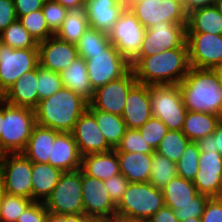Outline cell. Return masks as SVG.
I'll return each instance as SVG.
<instances>
[{
  "mask_svg": "<svg viewBox=\"0 0 222 222\" xmlns=\"http://www.w3.org/2000/svg\"><path fill=\"white\" fill-rule=\"evenodd\" d=\"M188 48L165 50L153 56H138L131 68L139 83L178 85L190 69Z\"/></svg>",
  "mask_w": 222,
  "mask_h": 222,
  "instance_id": "1",
  "label": "cell"
},
{
  "mask_svg": "<svg viewBox=\"0 0 222 222\" xmlns=\"http://www.w3.org/2000/svg\"><path fill=\"white\" fill-rule=\"evenodd\" d=\"M178 87L187 111L222 117V84L214 69L190 67Z\"/></svg>",
  "mask_w": 222,
  "mask_h": 222,
  "instance_id": "2",
  "label": "cell"
},
{
  "mask_svg": "<svg viewBox=\"0 0 222 222\" xmlns=\"http://www.w3.org/2000/svg\"><path fill=\"white\" fill-rule=\"evenodd\" d=\"M88 104L71 89L62 87L50 97L38 102L34 108L36 124L58 132H71Z\"/></svg>",
  "mask_w": 222,
  "mask_h": 222,
  "instance_id": "3",
  "label": "cell"
},
{
  "mask_svg": "<svg viewBox=\"0 0 222 222\" xmlns=\"http://www.w3.org/2000/svg\"><path fill=\"white\" fill-rule=\"evenodd\" d=\"M36 125L34 109L12 106L3 101L0 154L22 152Z\"/></svg>",
  "mask_w": 222,
  "mask_h": 222,
  "instance_id": "4",
  "label": "cell"
},
{
  "mask_svg": "<svg viewBox=\"0 0 222 222\" xmlns=\"http://www.w3.org/2000/svg\"><path fill=\"white\" fill-rule=\"evenodd\" d=\"M164 206L162 189L155 188L150 182L129 183L116 206V215L147 221Z\"/></svg>",
  "mask_w": 222,
  "mask_h": 222,
  "instance_id": "5",
  "label": "cell"
},
{
  "mask_svg": "<svg viewBox=\"0 0 222 222\" xmlns=\"http://www.w3.org/2000/svg\"><path fill=\"white\" fill-rule=\"evenodd\" d=\"M82 170L65 171L51 195L44 202L46 209L59 215L84 214Z\"/></svg>",
  "mask_w": 222,
  "mask_h": 222,
  "instance_id": "6",
  "label": "cell"
},
{
  "mask_svg": "<svg viewBox=\"0 0 222 222\" xmlns=\"http://www.w3.org/2000/svg\"><path fill=\"white\" fill-rule=\"evenodd\" d=\"M152 116L165 123L168 130H182L187 109L178 85H150Z\"/></svg>",
  "mask_w": 222,
  "mask_h": 222,
  "instance_id": "7",
  "label": "cell"
},
{
  "mask_svg": "<svg viewBox=\"0 0 222 222\" xmlns=\"http://www.w3.org/2000/svg\"><path fill=\"white\" fill-rule=\"evenodd\" d=\"M127 7L146 29L163 21L187 24L182 0H127Z\"/></svg>",
  "mask_w": 222,
  "mask_h": 222,
  "instance_id": "8",
  "label": "cell"
},
{
  "mask_svg": "<svg viewBox=\"0 0 222 222\" xmlns=\"http://www.w3.org/2000/svg\"><path fill=\"white\" fill-rule=\"evenodd\" d=\"M88 77L93 90L106 85L110 81L120 79L132 68L131 64L110 44L102 52L91 54L85 60Z\"/></svg>",
  "mask_w": 222,
  "mask_h": 222,
  "instance_id": "9",
  "label": "cell"
},
{
  "mask_svg": "<svg viewBox=\"0 0 222 222\" xmlns=\"http://www.w3.org/2000/svg\"><path fill=\"white\" fill-rule=\"evenodd\" d=\"M5 193L32 200V161L22 152L0 154Z\"/></svg>",
  "mask_w": 222,
  "mask_h": 222,
  "instance_id": "10",
  "label": "cell"
},
{
  "mask_svg": "<svg viewBox=\"0 0 222 222\" xmlns=\"http://www.w3.org/2000/svg\"><path fill=\"white\" fill-rule=\"evenodd\" d=\"M146 28L126 7L108 33L111 44L131 64L139 55Z\"/></svg>",
  "mask_w": 222,
  "mask_h": 222,
  "instance_id": "11",
  "label": "cell"
},
{
  "mask_svg": "<svg viewBox=\"0 0 222 222\" xmlns=\"http://www.w3.org/2000/svg\"><path fill=\"white\" fill-rule=\"evenodd\" d=\"M39 65V49H13L0 43V94L3 95L19 77Z\"/></svg>",
  "mask_w": 222,
  "mask_h": 222,
  "instance_id": "12",
  "label": "cell"
},
{
  "mask_svg": "<svg viewBox=\"0 0 222 222\" xmlns=\"http://www.w3.org/2000/svg\"><path fill=\"white\" fill-rule=\"evenodd\" d=\"M187 24L159 22L146 29L138 56H153L165 50L188 48L186 43Z\"/></svg>",
  "mask_w": 222,
  "mask_h": 222,
  "instance_id": "13",
  "label": "cell"
},
{
  "mask_svg": "<svg viewBox=\"0 0 222 222\" xmlns=\"http://www.w3.org/2000/svg\"><path fill=\"white\" fill-rule=\"evenodd\" d=\"M190 66L214 69L222 64V35L186 32Z\"/></svg>",
  "mask_w": 222,
  "mask_h": 222,
  "instance_id": "14",
  "label": "cell"
},
{
  "mask_svg": "<svg viewBox=\"0 0 222 222\" xmlns=\"http://www.w3.org/2000/svg\"><path fill=\"white\" fill-rule=\"evenodd\" d=\"M137 82L131 69L120 79L110 81L94 90L89 105L96 110L122 116L128 93Z\"/></svg>",
  "mask_w": 222,
  "mask_h": 222,
  "instance_id": "15",
  "label": "cell"
},
{
  "mask_svg": "<svg viewBox=\"0 0 222 222\" xmlns=\"http://www.w3.org/2000/svg\"><path fill=\"white\" fill-rule=\"evenodd\" d=\"M81 191L86 216L110 220L116 215V205L111 200L104 181L88 176L82 171Z\"/></svg>",
  "mask_w": 222,
  "mask_h": 222,
  "instance_id": "16",
  "label": "cell"
},
{
  "mask_svg": "<svg viewBox=\"0 0 222 222\" xmlns=\"http://www.w3.org/2000/svg\"><path fill=\"white\" fill-rule=\"evenodd\" d=\"M198 172L193 183L199 194L219 197L222 190V155L219 152H200Z\"/></svg>",
  "mask_w": 222,
  "mask_h": 222,
  "instance_id": "17",
  "label": "cell"
},
{
  "mask_svg": "<svg viewBox=\"0 0 222 222\" xmlns=\"http://www.w3.org/2000/svg\"><path fill=\"white\" fill-rule=\"evenodd\" d=\"M71 133L81 156L113 150L98 127L95 116L88 109L79 117Z\"/></svg>",
  "mask_w": 222,
  "mask_h": 222,
  "instance_id": "18",
  "label": "cell"
},
{
  "mask_svg": "<svg viewBox=\"0 0 222 222\" xmlns=\"http://www.w3.org/2000/svg\"><path fill=\"white\" fill-rule=\"evenodd\" d=\"M39 65L53 72L65 70L78 56L76 45L53 35L38 42Z\"/></svg>",
  "mask_w": 222,
  "mask_h": 222,
  "instance_id": "19",
  "label": "cell"
},
{
  "mask_svg": "<svg viewBox=\"0 0 222 222\" xmlns=\"http://www.w3.org/2000/svg\"><path fill=\"white\" fill-rule=\"evenodd\" d=\"M151 117L150 86L137 82L128 93L122 119L126 128L139 129Z\"/></svg>",
  "mask_w": 222,
  "mask_h": 222,
  "instance_id": "20",
  "label": "cell"
},
{
  "mask_svg": "<svg viewBox=\"0 0 222 222\" xmlns=\"http://www.w3.org/2000/svg\"><path fill=\"white\" fill-rule=\"evenodd\" d=\"M126 7L127 0H86L89 27L108 34Z\"/></svg>",
  "mask_w": 222,
  "mask_h": 222,
  "instance_id": "21",
  "label": "cell"
},
{
  "mask_svg": "<svg viewBox=\"0 0 222 222\" xmlns=\"http://www.w3.org/2000/svg\"><path fill=\"white\" fill-rule=\"evenodd\" d=\"M82 156L71 132H60L52 144L49 164L63 172L81 169Z\"/></svg>",
  "mask_w": 222,
  "mask_h": 222,
  "instance_id": "22",
  "label": "cell"
},
{
  "mask_svg": "<svg viewBox=\"0 0 222 222\" xmlns=\"http://www.w3.org/2000/svg\"><path fill=\"white\" fill-rule=\"evenodd\" d=\"M38 77L37 67L21 75L15 83L8 88L1 99L9 105L29 107L34 109L38 105Z\"/></svg>",
  "mask_w": 222,
  "mask_h": 222,
  "instance_id": "23",
  "label": "cell"
},
{
  "mask_svg": "<svg viewBox=\"0 0 222 222\" xmlns=\"http://www.w3.org/2000/svg\"><path fill=\"white\" fill-rule=\"evenodd\" d=\"M116 152L120 173L130 183L149 182L153 153Z\"/></svg>",
  "mask_w": 222,
  "mask_h": 222,
  "instance_id": "24",
  "label": "cell"
},
{
  "mask_svg": "<svg viewBox=\"0 0 222 222\" xmlns=\"http://www.w3.org/2000/svg\"><path fill=\"white\" fill-rule=\"evenodd\" d=\"M81 170L88 176L101 181L120 174L119 161L115 149L104 153L82 156Z\"/></svg>",
  "mask_w": 222,
  "mask_h": 222,
  "instance_id": "25",
  "label": "cell"
},
{
  "mask_svg": "<svg viewBox=\"0 0 222 222\" xmlns=\"http://www.w3.org/2000/svg\"><path fill=\"white\" fill-rule=\"evenodd\" d=\"M63 171L49 163L32 162V200L45 202Z\"/></svg>",
  "mask_w": 222,
  "mask_h": 222,
  "instance_id": "26",
  "label": "cell"
},
{
  "mask_svg": "<svg viewBox=\"0 0 222 222\" xmlns=\"http://www.w3.org/2000/svg\"><path fill=\"white\" fill-rule=\"evenodd\" d=\"M59 74L63 82V87L71 89L88 103L92 100L94 90L89 81L85 59L77 57Z\"/></svg>",
  "mask_w": 222,
  "mask_h": 222,
  "instance_id": "27",
  "label": "cell"
},
{
  "mask_svg": "<svg viewBox=\"0 0 222 222\" xmlns=\"http://www.w3.org/2000/svg\"><path fill=\"white\" fill-rule=\"evenodd\" d=\"M60 132L36 124L22 153L32 162L49 163V155L55 137Z\"/></svg>",
  "mask_w": 222,
  "mask_h": 222,
  "instance_id": "28",
  "label": "cell"
},
{
  "mask_svg": "<svg viewBox=\"0 0 222 222\" xmlns=\"http://www.w3.org/2000/svg\"><path fill=\"white\" fill-rule=\"evenodd\" d=\"M186 32L222 35V16L214 5L188 12Z\"/></svg>",
  "mask_w": 222,
  "mask_h": 222,
  "instance_id": "29",
  "label": "cell"
},
{
  "mask_svg": "<svg viewBox=\"0 0 222 222\" xmlns=\"http://www.w3.org/2000/svg\"><path fill=\"white\" fill-rule=\"evenodd\" d=\"M165 206L178 209V206L186 204H197V189L191 180L180 176L173 178L164 188H162Z\"/></svg>",
  "mask_w": 222,
  "mask_h": 222,
  "instance_id": "30",
  "label": "cell"
},
{
  "mask_svg": "<svg viewBox=\"0 0 222 222\" xmlns=\"http://www.w3.org/2000/svg\"><path fill=\"white\" fill-rule=\"evenodd\" d=\"M221 119V116L211 113L187 111L182 132L191 142H197L212 134Z\"/></svg>",
  "mask_w": 222,
  "mask_h": 222,
  "instance_id": "31",
  "label": "cell"
},
{
  "mask_svg": "<svg viewBox=\"0 0 222 222\" xmlns=\"http://www.w3.org/2000/svg\"><path fill=\"white\" fill-rule=\"evenodd\" d=\"M87 109L95 116L98 127L107 143L115 149L120 144L122 136L127 129L122 116L96 110L89 104Z\"/></svg>",
  "mask_w": 222,
  "mask_h": 222,
  "instance_id": "32",
  "label": "cell"
},
{
  "mask_svg": "<svg viewBox=\"0 0 222 222\" xmlns=\"http://www.w3.org/2000/svg\"><path fill=\"white\" fill-rule=\"evenodd\" d=\"M89 28L85 9L69 10L62 27L55 34L59 39L69 43H76Z\"/></svg>",
  "mask_w": 222,
  "mask_h": 222,
  "instance_id": "33",
  "label": "cell"
},
{
  "mask_svg": "<svg viewBox=\"0 0 222 222\" xmlns=\"http://www.w3.org/2000/svg\"><path fill=\"white\" fill-rule=\"evenodd\" d=\"M0 43L13 49L38 48L37 40L16 19L0 33Z\"/></svg>",
  "mask_w": 222,
  "mask_h": 222,
  "instance_id": "34",
  "label": "cell"
},
{
  "mask_svg": "<svg viewBox=\"0 0 222 222\" xmlns=\"http://www.w3.org/2000/svg\"><path fill=\"white\" fill-rule=\"evenodd\" d=\"M190 142L182 130H168L155 152L176 163Z\"/></svg>",
  "mask_w": 222,
  "mask_h": 222,
  "instance_id": "35",
  "label": "cell"
},
{
  "mask_svg": "<svg viewBox=\"0 0 222 222\" xmlns=\"http://www.w3.org/2000/svg\"><path fill=\"white\" fill-rule=\"evenodd\" d=\"M110 44L107 33L89 27L76 43V48L78 56L86 60L91 57V54L102 52Z\"/></svg>",
  "mask_w": 222,
  "mask_h": 222,
  "instance_id": "36",
  "label": "cell"
},
{
  "mask_svg": "<svg viewBox=\"0 0 222 222\" xmlns=\"http://www.w3.org/2000/svg\"><path fill=\"white\" fill-rule=\"evenodd\" d=\"M176 176H178L176 163L154 152L149 182L155 188L162 189Z\"/></svg>",
  "mask_w": 222,
  "mask_h": 222,
  "instance_id": "37",
  "label": "cell"
},
{
  "mask_svg": "<svg viewBox=\"0 0 222 222\" xmlns=\"http://www.w3.org/2000/svg\"><path fill=\"white\" fill-rule=\"evenodd\" d=\"M32 202L31 199L5 193L0 200V222H16Z\"/></svg>",
  "mask_w": 222,
  "mask_h": 222,
  "instance_id": "38",
  "label": "cell"
},
{
  "mask_svg": "<svg viewBox=\"0 0 222 222\" xmlns=\"http://www.w3.org/2000/svg\"><path fill=\"white\" fill-rule=\"evenodd\" d=\"M22 26L37 40H46L55 35L48 27L42 9L18 18Z\"/></svg>",
  "mask_w": 222,
  "mask_h": 222,
  "instance_id": "39",
  "label": "cell"
},
{
  "mask_svg": "<svg viewBox=\"0 0 222 222\" xmlns=\"http://www.w3.org/2000/svg\"><path fill=\"white\" fill-rule=\"evenodd\" d=\"M200 150L196 142H190L176 162L178 176L193 181L198 172Z\"/></svg>",
  "mask_w": 222,
  "mask_h": 222,
  "instance_id": "40",
  "label": "cell"
},
{
  "mask_svg": "<svg viewBox=\"0 0 222 222\" xmlns=\"http://www.w3.org/2000/svg\"><path fill=\"white\" fill-rule=\"evenodd\" d=\"M37 77L38 102L50 97L63 87V82L58 72L50 71L40 65L37 66Z\"/></svg>",
  "mask_w": 222,
  "mask_h": 222,
  "instance_id": "41",
  "label": "cell"
},
{
  "mask_svg": "<svg viewBox=\"0 0 222 222\" xmlns=\"http://www.w3.org/2000/svg\"><path fill=\"white\" fill-rule=\"evenodd\" d=\"M116 151L130 153H154L155 151L141 136L139 129L127 128L122 136L120 144L115 148Z\"/></svg>",
  "mask_w": 222,
  "mask_h": 222,
  "instance_id": "42",
  "label": "cell"
},
{
  "mask_svg": "<svg viewBox=\"0 0 222 222\" xmlns=\"http://www.w3.org/2000/svg\"><path fill=\"white\" fill-rule=\"evenodd\" d=\"M141 136L155 151L161 139L168 132V128L159 118L151 117L141 128H139Z\"/></svg>",
  "mask_w": 222,
  "mask_h": 222,
  "instance_id": "43",
  "label": "cell"
},
{
  "mask_svg": "<svg viewBox=\"0 0 222 222\" xmlns=\"http://www.w3.org/2000/svg\"><path fill=\"white\" fill-rule=\"evenodd\" d=\"M49 29L56 34L62 27L69 10L54 0H45L42 7Z\"/></svg>",
  "mask_w": 222,
  "mask_h": 222,
  "instance_id": "44",
  "label": "cell"
},
{
  "mask_svg": "<svg viewBox=\"0 0 222 222\" xmlns=\"http://www.w3.org/2000/svg\"><path fill=\"white\" fill-rule=\"evenodd\" d=\"M209 198L210 197L206 195L198 194L197 204H186L183 206H178V209L174 211L177 220L182 222L189 217L201 218Z\"/></svg>",
  "mask_w": 222,
  "mask_h": 222,
  "instance_id": "45",
  "label": "cell"
},
{
  "mask_svg": "<svg viewBox=\"0 0 222 222\" xmlns=\"http://www.w3.org/2000/svg\"><path fill=\"white\" fill-rule=\"evenodd\" d=\"M129 183L130 182L121 173L104 181L105 188L116 206L123 198Z\"/></svg>",
  "mask_w": 222,
  "mask_h": 222,
  "instance_id": "46",
  "label": "cell"
},
{
  "mask_svg": "<svg viewBox=\"0 0 222 222\" xmlns=\"http://www.w3.org/2000/svg\"><path fill=\"white\" fill-rule=\"evenodd\" d=\"M49 211L46 209L44 202L33 201L16 222H46Z\"/></svg>",
  "mask_w": 222,
  "mask_h": 222,
  "instance_id": "47",
  "label": "cell"
},
{
  "mask_svg": "<svg viewBox=\"0 0 222 222\" xmlns=\"http://www.w3.org/2000/svg\"><path fill=\"white\" fill-rule=\"evenodd\" d=\"M196 143L200 152L214 151L222 155V119L212 134L201 138Z\"/></svg>",
  "mask_w": 222,
  "mask_h": 222,
  "instance_id": "48",
  "label": "cell"
},
{
  "mask_svg": "<svg viewBox=\"0 0 222 222\" xmlns=\"http://www.w3.org/2000/svg\"><path fill=\"white\" fill-rule=\"evenodd\" d=\"M201 220L202 222H222V199L219 197L209 198Z\"/></svg>",
  "mask_w": 222,
  "mask_h": 222,
  "instance_id": "49",
  "label": "cell"
},
{
  "mask_svg": "<svg viewBox=\"0 0 222 222\" xmlns=\"http://www.w3.org/2000/svg\"><path fill=\"white\" fill-rule=\"evenodd\" d=\"M17 19L14 1L0 0V33Z\"/></svg>",
  "mask_w": 222,
  "mask_h": 222,
  "instance_id": "50",
  "label": "cell"
},
{
  "mask_svg": "<svg viewBox=\"0 0 222 222\" xmlns=\"http://www.w3.org/2000/svg\"><path fill=\"white\" fill-rule=\"evenodd\" d=\"M17 19L27 15L30 12H35L42 9L45 0H13Z\"/></svg>",
  "mask_w": 222,
  "mask_h": 222,
  "instance_id": "51",
  "label": "cell"
},
{
  "mask_svg": "<svg viewBox=\"0 0 222 222\" xmlns=\"http://www.w3.org/2000/svg\"><path fill=\"white\" fill-rule=\"evenodd\" d=\"M146 222H179V221L176 218L174 210L167 206H164L161 209H159Z\"/></svg>",
  "mask_w": 222,
  "mask_h": 222,
  "instance_id": "52",
  "label": "cell"
},
{
  "mask_svg": "<svg viewBox=\"0 0 222 222\" xmlns=\"http://www.w3.org/2000/svg\"><path fill=\"white\" fill-rule=\"evenodd\" d=\"M89 219L85 214L59 215L49 212L46 222H87Z\"/></svg>",
  "mask_w": 222,
  "mask_h": 222,
  "instance_id": "53",
  "label": "cell"
},
{
  "mask_svg": "<svg viewBox=\"0 0 222 222\" xmlns=\"http://www.w3.org/2000/svg\"><path fill=\"white\" fill-rule=\"evenodd\" d=\"M182 4L188 13L191 10L199 7L214 5V0H182Z\"/></svg>",
  "mask_w": 222,
  "mask_h": 222,
  "instance_id": "54",
  "label": "cell"
},
{
  "mask_svg": "<svg viewBox=\"0 0 222 222\" xmlns=\"http://www.w3.org/2000/svg\"><path fill=\"white\" fill-rule=\"evenodd\" d=\"M68 10H77L85 7L86 0H54Z\"/></svg>",
  "mask_w": 222,
  "mask_h": 222,
  "instance_id": "55",
  "label": "cell"
},
{
  "mask_svg": "<svg viewBox=\"0 0 222 222\" xmlns=\"http://www.w3.org/2000/svg\"><path fill=\"white\" fill-rule=\"evenodd\" d=\"M110 222H146V221L115 215L110 219Z\"/></svg>",
  "mask_w": 222,
  "mask_h": 222,
  "instance_id": "56",
  "label": "cell"
},
{
  "mask_svg": "<svg viewBox=\"0 0 222 222\" xmlns=\"http://www.w3.org/2000/svg\"><path fill=\"white\" fill-rule=\"evenodd\" d=\"M4 194H5V188H4L3 178L0 173V200L3 198Z\"/></svg>",
  "mask_w": 222,
  "mask_h": 222,
  "instance_id": "57",
  "label": "cell"
},
{
  "mask_svg": "<svg viewBox=\"0 0 222 222\" xmlns=\"http://www.w3.org/2000/svg\"><path fill=\"white\" fill-rule=\"evenodd\" d=\"M215 72L218 75L219 81L222 84V64L214 68Z\"/></svg>",
  "mask_w": 222,
  "mask_h": 222,
  "instance_id": "58",
  "label": "cell"
},
{
  "mask_svg": "<svg viewBox=\"0 0 222 222\" xmlns=\"http://www.w3.org/2000/svg\"><path fill=\"white\" fill-rule=\"evenodd\" d=\"M214 6L217 8L218 12L222 16V0H214Z\"/></svg>",
  "mask_w": 222,
  "mask_h": 222,
  "instance_id": "59",
  "label": "cell"
},
{
  "mask_svg": "<svg viewBox=\"0 0 222 222\" xmlns=\"http://www.w3.org/2000/svg\"><path fill=\"white\" fill-rule=\"evenodd\" d=\"M2 121H3V100L0 99V134L2 130Z\"/></svg>",
  "mask_w": 222,
  "mask_h": 222,
  "instance_id": "60",
  "label": "cell"
},
{
  "mask_svg": "<svg viewBox=\"0 0 222 222\" xmlns=\"http://www.w3.org/2000/svg\"><path fill=\"white\" fill-rule=\"evenodd\" d=\"M87 222H110V220L105 218H90Z\"/></svg>",
  "mask_w": 222,
  "mask_h": 222,
  "instance_id": "61",
  "label": "cell"
},
{
  "mask_svg": "<svg viewBox=\"0 0 222 222\" xmlns=\"http://www.w3.org/2000/svg\"><path fill=\"white\" fill-rule=\"evenodd\" d=\"M182 222H202L201 218L189 217Z\"/></svg>",
  "mask_w": 222,
  "mask_h": 222,
  "instance_id": "62",
  "label": "cell"
},
{
  "mask_svg": "<svg viewBox=\"0 0 222 222\" xmlns=\"http://www.w3.org/2000/svg\"><path fill=\"white\" fill-rule=\"evenodd\" d=\"M219 198L222 199V190H221V193H220V195H219Z\"/></svg>",
  "mask_w": 222,
  "mask_h": 222,
  "instance_id": "63",
  "label": "cell"
}]
</instances>
